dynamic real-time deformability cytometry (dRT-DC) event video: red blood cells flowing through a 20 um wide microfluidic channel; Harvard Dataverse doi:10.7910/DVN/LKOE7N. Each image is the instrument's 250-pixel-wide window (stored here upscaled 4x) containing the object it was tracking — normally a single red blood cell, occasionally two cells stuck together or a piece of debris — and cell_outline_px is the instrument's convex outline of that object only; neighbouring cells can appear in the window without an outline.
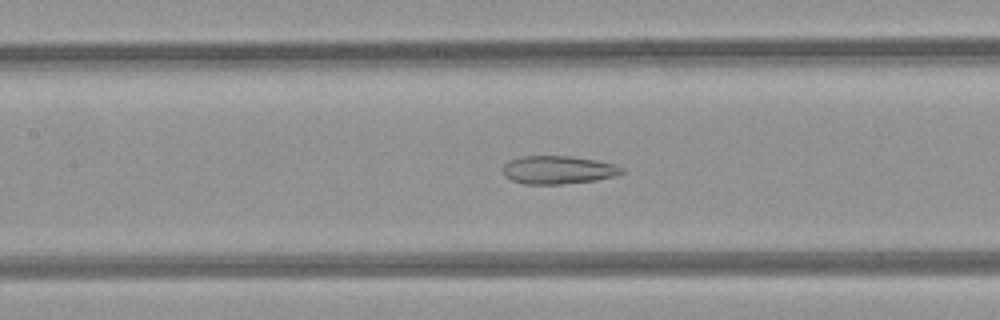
{"species": "common noctule bat (a hibernating species)", "species_latin": "Nyctalus noctula", "temperature_condition": "room temperature", "stored_images_in_passage": 37, "camera_frame_rate_fps": 3000, "um_per_image_px": 0.085, "animal": {"sex": "female", "body_mass_g": 21.9}, "frame": {"image": 1, "passage_image": 13, "time_ms": 4.0, "image_size_px": [1000, 320], "cell_outline_px": [[624, 172], [616, 176], [596, 180], [560, 184], [524, 184], [512, 180], [504, 176], [504, 164], [508, 160], [520, 156], [572, 156], [596, 160], [612, 164], [624, 168]], "centroid_in_image_um": [47.43, 14.44], "position_along_channel_um": 160.0, "area_um2": 19.54}}
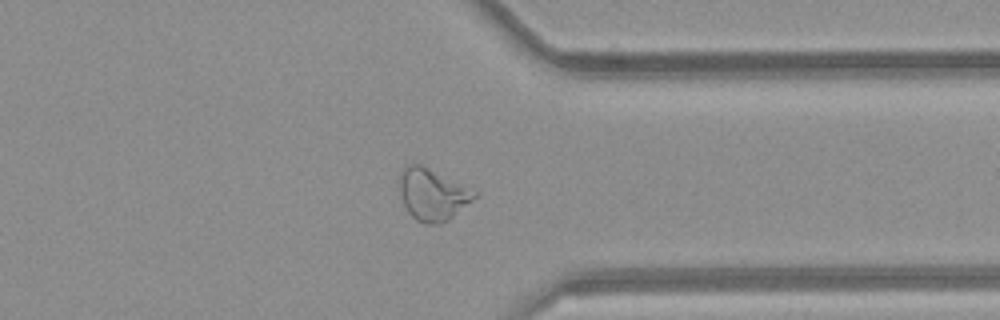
{"frame": {"image": 2, "passage_image": 29, "time_ms": 9.333, "image_size_px": [1000, 320], "cell_outline_px": [[476, 196], [472, 200], [448, 220], [440, 224], [428, 224], [416, 220], [408, 212], [404, 204], [400, 192], [400, 172], [408, 164], [420, 164], [476, 192]], "centroid_in_image_um": [36.72, 16.55], "position_along_channel_um": 374.7, "area_um2": 21.91}}
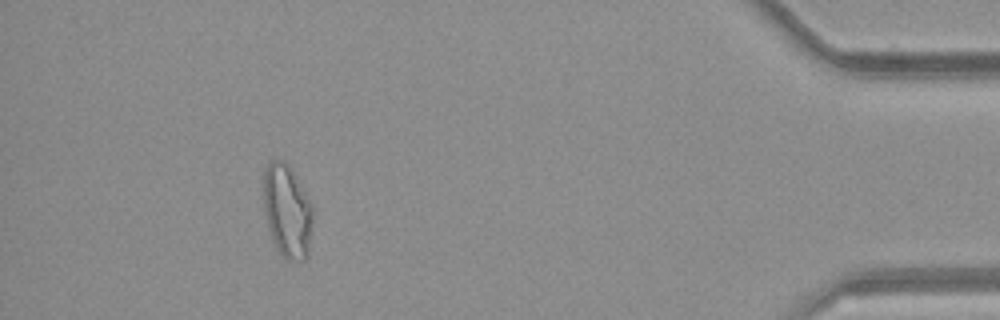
{"frame": {"image": 3, "passage_image": 36, "time_ms": 11.667, "image_size_px": [1000, 320], "cell_outline_px": [[312, 220], [308, 256], [304, 260], [292, 260], [284, 256], [276, 248], [272, 240], [268, 228], [264, 208], [264, 168], [272, 160], [284, 160], [288, 164], [312, 204]], "centroid_in_image_um": [24.41, 17.93], "position_along_channel_um": 410.8, "area_um2": 26.53}}